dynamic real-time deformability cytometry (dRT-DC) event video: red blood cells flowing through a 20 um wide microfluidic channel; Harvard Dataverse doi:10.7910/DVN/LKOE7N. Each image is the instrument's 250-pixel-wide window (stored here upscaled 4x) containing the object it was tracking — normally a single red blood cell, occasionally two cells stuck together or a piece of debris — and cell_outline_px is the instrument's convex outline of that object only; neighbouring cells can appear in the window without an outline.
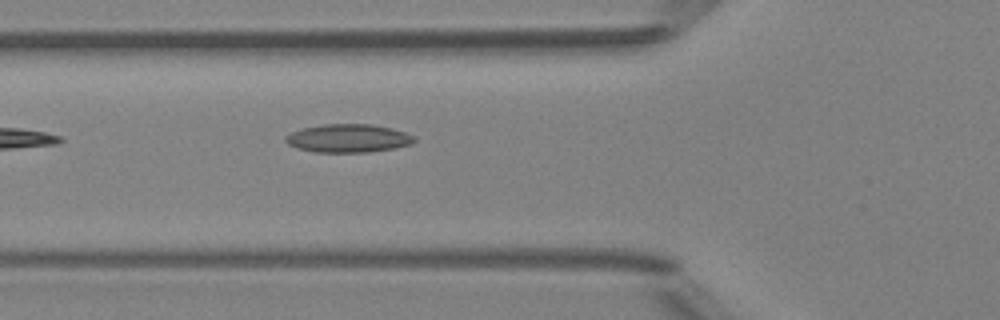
{"species": "Egyptian fruit bat (a non-hibernating species)", "species_latin": "Rousettus aegyptiacus", "temperature_condition": "room temperature", "stored_images_in_passage": 5, "camera_frame_rate_fps": 3000, "um_per_image_px": 0.085, "animal": {"sex": "female"}, "frame": {"image": 1, "passage_image": 5, "time_ms": 4.667, "image_size_px": [1000, 320], "cell_outline_px": [[416, 140], [412, 144], [396, 148], [368, 152], [316, 152], [296, 148], [288, 144], [284, 140], [284, 136], [292, 132], [304, 128], [324, 124], [372, 124], [392, 128], [404, 132], [412, 136]], "centroid_in_image_um": [29.59, 11.76], "position_along_channel_um": 96.2, "area_um2": 21.21}}